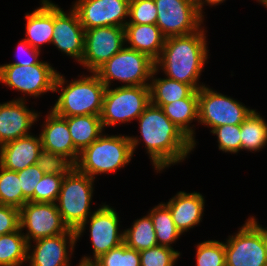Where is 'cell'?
Masks as SVG:
<instances>
[{
    "instance_id": "obj_1",
    "label": "cell",
    "mask_w": 267,
    "mask_h": 266,
    "mask_svg": "<svg viewBox=\"0 0 267 266\" xmlns=\"http://www.w3.org/2000/svg\"><path fill=\"white\" fill-rule=\"evenodd\" d=\"M140 137H130L132 152L145 145L156 172L183 162L195 149L192 141L164 114L161 107L150 103L137 118Z\"/></svg>"
},
{
    "instance_id": "obj_2",
    "label": "cell",
    "mask_w": 267,
    "mask_h": 266,
    "mask_svg": "<svg viewBox=\"0 0 267 266\" xmlns=\"http://www.w3.org/2000/svg\"><path fill=\"white\" fill-rule=\"evenodd\" d=\"M202 26L198 31L182 36L165 38L160 57L155 61V68L163 70L166 77L191 85L199 90V78L208 61L206 33Z\"/></svg>"
},
{
    "instance_id": "obj_3",
    "label": "cell",
    "mask_w": 267,
    "mask_h": 266,
    "mask_svg": "<svg viewBox=\"0 0 267 266\" xmlns=\"http://www.w3.org/2000/svg\"><path fill=\"white\" fill-rule=\"evenodd\" d=\"M67 82L65 76L58 72L54 93L58 92L59 96L55 105L50 109L61 117L100 116L106 86L99 77L91 72L90 76L81 75L79 79H74L70 83Z\"/></svg>"
},
{
    "instance_id": "obj_4",
    "label": "cell",
    "mask_w": 267,
    "mask_h": 266,
    "mask_svg": "<svg viewBox=\"0 0 267 266\" xmlns=\"http://www.w3.org/2000/svg\"><path fill=\"white\" fill-rule=\"evenodd\" d=\"M132 156L129 136L102 134L80 153L75 167L96 179V175L115 173L125 167L131 162Z\"/></svg>"
},
{
    "instance_id": "obj_5",
    "label": "cell",
    "mask_w": 267,
    "mask_h": 266,
    "mask_svg": "<svg viewBox=\"0 0 267 266\" xmlns=\"http://www.w3.org/2000/svg\"><path fill=\"white\" fill-rule=\"evenodd\" d=\"M94 180L76 167L64 177L56 205L69 229L76 231L93 214Z\"/></svg>"
},
{
    "instance_id": "obj_6",
    "label": "cell",
    "mask_w": 267,
    "mask_h": 266,
    "mask_svg": "<svg viewBox=\"0 0 267 266\" xmlns=\"http://www.w3.org/2000/svg\"><path fill=\"white\" fill-rule=\"evenodd\" d=\"M155 61L148 55L129 47H123L94 73L111 87L112 81L123 82L121 86H149Z\"/></svg>"
},
{
    "instance_id": "obj_7",
    "label": "cell",
    "mask_w": 267,
    "mask_h": 266,
    "mask_svg": "<svg viewBox=\"0 0 267 266\" xmlns=\"http://www.w3.org/2000/svg\"><path fill=\"white\" fill-rule=\"evenodd\" d=\"M150 103L149 86L106 87L100 115L103 128L137 120Z\"/></svg>"
},
{
    "instance_id": "obj_8",
    "label": "cell",
    "mask_w": 267,
    "mask_h": 266,
    "mask_svg": "<svg viewBox=\"0 0 267 266\" xmlns=\"http://www.w3.org/2000/svg\"><path fill=\"white\" fill-rule=\"evenodd\" d=\"M228 238L224 242L226 266H267L263 227L254 216Z\"/></svg>"
},
{
    "instance_id": "obj_9",
    "label": "cell",
    "mask_w": 267,
    "mask_h": 266,
    "mask_svg": "<svg viewBox=\"0 0 267 266\" xmlns=\"http://www.w3.org/2000/svg\"><path fill=\"white\" fill-rule=\"evenodd\" d=\"M93 214L75 231L77 240L89 225L93 256H83L79 263L92 264L101 255L123 243L124 232H119V215L115 208L102 203Z\"/></svg>"
},
{
    "instance_id": "obj_10",
    "label": "cell",
    "mask_w": 267,
    "mask_h": 266,
    "mask_svg": "<svg viewBox=\"0 0 267 266\" xmlns=\"http://www.w3.org/2000/svg\"><path fill=\"white\" fill-rule=\"evenodd\" d=\"M253 110L206 85L198 90V123L211 130L225 124H241Z\"/></svg>"
},
{
    "instance_id": "obj_11",
    "label": "cell",
    "mask_w": 267,
    "mask_h": 266,
    "mask_svg": "<svg viewBox=\"0 0 267 266\" xmlns=\"http://www.w3.org/2000/svg\"><path fill=\"white\" fill-rule=\"evenodd\" d=\"M58 71L51 64L41 61L34 65L3 64L0 65V83L23 93L40 97L54 92Z\"/></svg>"
},
{
    "instance_id": "obj_12",
    "label": "cell",
    "mask_w": 267,
    "mask_h": 266,
    "mask_svg": "<svg viewBox=\"0 0 267 266\" xmlns=\"http://www.w3.org/2000/svg\"><path fill=\"white\" fill-rule=\"evenodd\" d=\"M20 229L27 243L61 233H76L63 222L56 203L28 201L20 209Z\"/></svg>"
},
{
    "instance_id": "obj_13",
    "label": "cell",
    "mask_w": 267,
    "mask_h": 266,
    "mask_svg": "<svg viewBox=\"0 0 267 266\" xmlns=\"http://www.w3.org/2000/svg\"><path fill=\"white\" fill-rule=\"evenodd\" d=\"M156 25L165 38L188 35L198 31L205 20L189 0H154Z\"/></svg>"
},
{
    "instance_id": "obj_14",
    "label": "cell",
    "mask_w": 267,
    "mask_h": 266,
    "mask_svg": "<svg viewBox=\"0 0 267 266\" xmlns=\"http://www.w3.org/2000/svg\"><path fill=\"white\" fill-rule=\"evenodd\" d=\"M125 46V28L102 26L85 30L84 54L79 63L95 72Z\"/></svg>"
},
{
    "instance_id": "obj_15",
    "label": "cell",
    "mask_w": 267,
    "mask_h": 266,
    "mask_svg": "<svg viewBox=\"0 0 267 266\" xmlns=\"http://www.w3.org/2000/svg\"><path fill=\"white\" fill-rule=\"evenodd\" d=\"M129 2L130 0H76L72 9L85 30L102 26L125 27Z\"/></svg>"
},
{
    "instance_id": "obj_16",
    "label": "cell",
    "mask_w": 267,
    "mask_h": 266,
    "mask_svg": "<svg viewBox=\"0 0 267 266\" xmlns=\"http://www.w3.org/2000/svg\"><path fill=\"white\" fill-rule=\"evenodd\" d=\"M62 9L58 4L53 3L51 44L80 63L84 54L85 29L72 8L66 13Z\"/></svg>"
},
{
    "instance_id": "obj_17",
    "label": "cell",
    "mask_w": 267,
    "mask_h": 266,
    "mask_svg": "<svg viewBox=\"0 0 267 266\" xmlns=\"http://www.w3.org/2000/svg\"><path fill=\"white\" fill-rule=\"evenodd\" d=\"M33 242L35 246L28 243L29 266H71L69 259L77 242L76 233H61Z\"/></svg>"
},
{
    "instance_id": "obj_18",
    "label": "cell",
    "mask_w": 267,
    "mask_h": 266,
    "mask_svg": "<svg viewBox=\"0 0 267 266\" xmlns=\"http://www.w3.org/2000/svg\"><path fill=\"white\" fill-rule=\"evenodd\" d=\"M26 97L0 103V146L32 134L30 129L38 121L40 112L26 106ZM35 111V112H34Z\"/></svg>"
},
{
    "instance_id": "obj_19",
    "label": "cell",
    "mask_w": 267,
    "mask_h": 266,
    "mask_svg": "<svg viewBox=\"0 0 267 266\" xmlns=\"http://www.w3.org/2000/svg\"><path fill=\"white\" fill-rule=\"evenodd\" d=\"M45 117L39 134L42 148L63 155L76 164L80 152L74 147L66 119L51 109Z\"/></svg>"
},
{
    "instance_id": "obj_20",
    "label": "cell",
    "mask_w": 267,
    "mask_h": 266,
    "mask_svg": "<svg viewBox=\"0 0 267 266\" xmlns=\"http://www.w3.org/2000/svg\"><path fill=\"white\" fill-rule=\"evenodd\" d=\"M42 149L40 135H27L0 146V165L8 170L21 171L35 165Z\"/></svg>"
},
{
    "instance_id": "obj_21",
    "label": "cell",
    "mask_w": 267,
    "mask_h": 266,
    "mask_svg": "<svg viewBox=\"0 0 267 266\" xmlns=\"http://www.w3.org/2000/svg\"><path fill=\"white\" fill-rule=\"evenodd\" d=\"M164 204L169 208L173 222L181 234L189 231L202 221L205 200L199 192L179 191Z\"/></svg>"
},
{
    "instance_id": "obj_22",
    "label": "cell",
    "mask_w": 267,
    "mask_h": 266,
    "mask_svg": "<svg viewBox=\"0 0 267 266\" xmlns=\"http://www.w3.org/2000/svg\"><path fill=\"white\" fill-rule=\"evenodd\" d=\"M125 45L156 61L162 52L165 37L156 24H126Z\"/></svg>"
},
{
    "instance_id": "obj_23",
    "label": "cell",
    "mask_w": 267,
    "mask_h": 266,
    "mask_svg": "<svg viewBox=\"0 0 267 266\" xmlns=\"http://www.w3.org/2000/svg\"><path fill=\"white\" fill-rule=\"evenodd\" d=\"M40 1L41 7L25 15V40L39 51L43 44L51 43L53 34V2L51 0Z\"/></svg>"
},
{
    "instance_id": "obj_24",
    "label": "cell",
    "mask_w": 267,
    "mask_h": 266,
    "mask_svg": "<svg viewBox=\"0 0 267 266\" xmlns=\"http://www.w3.org/2000/svg\"><path fill=\"white\" fill-rule=\"evenodd\" d=\"M164 114L192 141L196 147L195 129L191 123L198 122V90L189 98L179 99L174 102L164 104L162 107Z\"/></svg>"
},
{
    "instance_id": "obj_25",
    "label": "cell",
    "mask_w": 267,
    "mask_h": 266,
    "mask_svg": "<svg viewBox=\"0 0 267 266\" xmlns=\"http://www.w3.org/2000/svg\"><path fill=\"white\" fill-rule=\"evenodd\" d=\"M159 70L154 68L150 80L151 103L162 107L164 104L179 99L189 98L196 90L189 84H185L168 77H155Z\"/></svg>"
},
{
    "instance_id": "obj_26",
    "label": "cell",
    "mask_w": 267,
    "mask_h": 266,
    "mask_svg": "<svg viewBox=\"0 0 267 266\" xmlns=\"http://www.w3.org/2000/svg\"><path fill=\"white\" fill-rule=\"evenodd\" d=\"M67 121L74 147L81 153L97 140L105 130L99 115L64 117Z\"/></svg>"
},
{
    "instance_id": "obj_27",
    "label": "cell",
    "mask_w": 267,
    "mask_h": 266,
    "mask_svg": "<svg viewBox=\"0 0 267 266\" xmlns=\"http://www.w3.org/2000/svg\"><path fill=\"white\" fill-rule=\"evenodd\" d=\"M241 150L259 152L267 144V122L256 109L240 124Z\"/></svg>"
},
{
    "instance_id": "obj_28",
    "label": "cell",
    "mask_w": 267,
    "mask_h": 266,
    "mask_svg": "<svg viewBox=\"0 0 267 266\" xmlns=\"http://www.w3.org/2000/svg\"><path fill=\"white\" fill-rule=\"evenodd\" d=\"M28 243L21 229L0 236V266H21L27 262Z\"/></svg>"
},
{
    "instance_id": "obj_29",
    "label": "cell",
    "mask_w": 267,
    "mask_h": 266,
    "mask_svg": "<svg viewBox=\"0 0 267 266\" xmlns=\"http://www.w3.org/2000/svg\"><path fill=\"white\" fill-rule=\"evenodd\" d=\"M132 224L130 228L123 231V243L129 248L140 252L158 245L153 221L149 214L137 218Z\"/></svg>"
},
{
    "instance_id": "obj_30",
    "label": "cell",
    "mask_w": 267,
    "mask_h": 266,
    "mask_svg": "<svg viewBox=\"0 0 267 266\" xmlns=\"http://www.w3.org/2000/svg\"><path fill=\"white\" fill-rule=\"evenodd\" d=\"M155 230L158 245L173 248L175 243L182 235L173 222L169 208L163 203L154 206L148 212Z\"/></svg>"
},
{
    "instance_id": "obj_31",
    "label": "cell",
    "mask_w": 267,
    "mask_h": 266,
    "mask_svg": "<svg viewBox=\"0 0 267 266\" xmlns=\"http://www.w3.org/2000/svg\"><path fill=\"white\" fill-rule=\"evenodd\" d=\"M0 204L20 209L23 206V193L16 171L0 165Z\"/></svg>"
},
{
    "instance_id": "obj_32",
    "label": "cell",
    "mask_w": 267,
    "mask_h": 266,
    "mask_svg": "<svg viewBox=\"0 0 267 266\" xmlns=\"http://www.w3.org/2000/svg\"><path fill=\"white\" fill-rule=\"evenodd\" d=\"M92 266H140L139 251L129 248L125 243L101 255Z\"/></svg>"
},
{
    "instance_id": "obj_33",
    "label": "cell",
    "mask_w": 267,
    "mask_h": 266,
    "mask_svg": "<svg viewBox=\"0 0 267 266\" xmlns=\"http://www.w3.org/2000/svg\"><path fill=\"white\" fill-rule=\"evenodd\" d=\"M196 246V266H226L224 242L206 240Z\"/></svg>"
},
{
    "instance_id": "obj_34",
    "label": "cell",
    "mask_w": 267,
    "mask_h": 266,
    "mask_svg": "<svg viewBox=\"0 0 267 266\" xmlns=\"http://www.w3.org/2000/svg\"><path fill=\"white\" fill-rule=\"evenodd\" d=\"M36 164L44 174L59 176H66L75 167V164L67 157L43 148L39 152Z\"/></svg>"
},
{
    "instance_id": "obj_35",
    "label": "cell",
    "mask_w": 267,
    "mask_h": 266,
    "mask_svg": "<svg viewBox=\"0 0 267 266\" xmlns=\"http://www.w3.org/2000/svg\"><path fill=\"white\" fill-rule=\"evenodd\" d=\"M140 266H174L181 253L174 248L157 245L139 252Z\"/></svg>"
},
{
    "instance_id": "obj_36",
    "label": "cell",
    "mask_w": 267,
    "mask_h": 266,
    "mask_svg": "<svg viewBox=\"0 0 267 266\" xmlns=\"http://www.w3.org/2000/svg\"><path fill=\"white\" fill-rule=\"evenodd\" d=\"M65 176L44 174L34 188V202L56 203Z\"/></svg>"
},
{
    "instance_id": "obj_37",
    "label": "cell",
    "mask_w": 267,
    "mask_h": 266,
    "mask_svg": "<svg viewBox=\"0 0 267 266\" xmlns=\"http://www.w3.org/2000/svg\"><path fill=\"white\" fill-rule=\"evenodd\" d=\"M126 24H156L157 8L154 0H130Z\"/></svg>"
},
{
    "instance_id": "obj_38",
    "label": "cell",
    "mask_w": 267,
    "mask_h": 266,
    "mask_svg": "<svg viewBox=\"0 0 267 266\" xmlns=\"http://www.w3.org/2000/svg\"><path fill=\"white\" fill-rule=\"evenodd\" d=\"M217 135L218 149L223 152L237 154L241 150L240 124L222 125L210 130Z\"/></svg>"
},
{
    "instance_id": "obj_39",
    "label": "cell",
    "mask_w": 267,
    "mask_h": 266,
    "mask_svg": "<svg viewBox=\"0 0 267 266\" xmlns=\"http://www.w3.org/2000/svg\"><path fill=\"white\" fill-rule=\"evenodd\" d=\"M18 177L23 193V206L28 202H34V188L43 177V171L37 164L18 171Z\"/></svg>"
},
{
    "instance_id": "obj_40",
    "label": "cell",
    "mask_w": 267,
    "mask_h": 266,
    "mask_svg": "<svg viewBox=\"0 0 267 266\" xmlns=\"http://www.w3.org/2000/svg\"><path fill=\"white\" fill-rule=\"evenodd\" d=\"M20 229V210L0 204V236Z\"/></svg>"
},
{
    "instance_id": "obj_41",
    "label": "cell",
    "mask_w": 267,
    "mask_h": 266,
    "mask_svg": "<svg viewBox=\"0 0 267 266\" xmlns=\"http://www.w3.org/2000/svg\"><path fill=\"white\" fill-rule=\"evenodd\" d=\"M17 60L16 62L8 63V64H17V65H34L39 64L41 61L39 60L40 52L39 50L31 47L29 43L25 39H21L20 43L17 45Z\"/></svg>"
},
{
    "instance_id": "obj_42",
    "label": "cell",
    "mask_w": 267,
    "mask_h": 266,
    "mask_svg": "<svg viewBox=\"0 0 267 266\" xmlns=\"http://www.w3.org/2000/svg\"><path fill=\"white\" fill-rule=\"evenodd\" d=\"M224 1H226V0H200L196 4V8H197L198 13L204 18L203 6H205V5L216 6V5L223 3Z\"/></svg>"
},
{
    "instance_id": "obj_43",
    "label": "cell",
    "mask_w": 267,
    "mask_h": 266,
    "mask_svg": "<svg viewBox=\"0 0 267 266\" xmlns=\"http://www.w3.org/2000/svg\"><path fill=\"white\" fill-rule=\"evenodd\" d=\"M263 243L267 254V227L263 228Z\"/></svg>"
},
{
    "instance_id": "obj_44",
    "label": "cell",
    "mask_w": 267,
    "mask_h": 266,
    "mask_svg": "<svg viewBox=\"0 0 267 266\" xmlns=\"http://www.w3.org/2000/svg\"><path fill=\"white\" fill-rule=\"evenodd\" d=\"M257 1H259L260 4L262 3V5L267 8V0H257Z\"/></svg>"
},
{
    "instance_id": "obj_45",
    "label": "cell",
    "mask_w": 267,
    "mask_h": 266,
    "mask_svg": "<svg viewBox=\"0 0 267 266\" xmlns=\"http://www.w3.org/2000/svg\"><path fill=\"white\" fill-rule=\"evenodd\" d=\"M77 266H92L91 264H82V263H78Z\"/></svg>"
},
{
    "instance_id": "obj_46",
    "label": "cell",
    "mask_w": 267,
    "mask_h": 266,
    "mask_svg": "<svg viewBox=\"0 0 267 266\" xmlns=\"http://www.w3.org/2000/svg\"><path fill=\"white\" fill-rule=\"evenodd\" d=\"M189 1H191L193 4H197L200 0H189Z\"/></svg>"
}]
</instances>
